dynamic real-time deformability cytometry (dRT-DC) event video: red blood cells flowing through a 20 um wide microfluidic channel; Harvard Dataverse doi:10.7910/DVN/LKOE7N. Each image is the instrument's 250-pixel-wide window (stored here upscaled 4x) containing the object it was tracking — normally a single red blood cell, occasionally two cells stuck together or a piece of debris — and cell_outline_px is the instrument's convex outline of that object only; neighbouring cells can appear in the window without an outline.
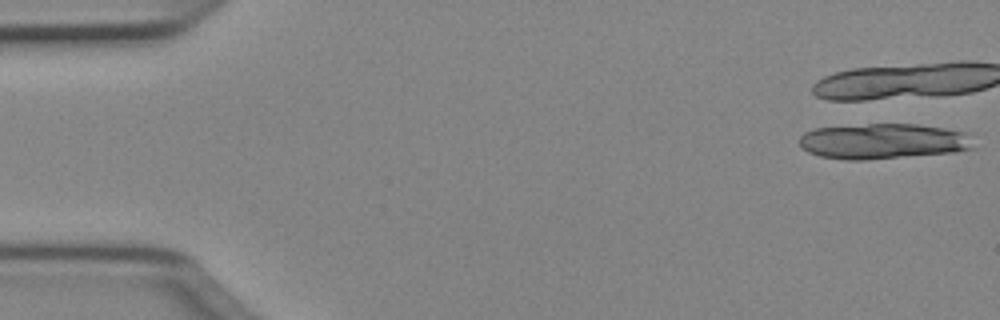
{"species": "Egyptian fruit bat (a non-hibernating species)", "species_latin": "Rousettus aegyptiacus", "temperature_condition": "cold", "stored_images_in_passage": 15, "camera_frame_rate_fps": 3000, "um_per_image_px": 0.085, "animal": {"sex": "female"}, "frame": {"image": 1, "passage_image": 1, "time_ms": 0.0, "image_size_px": [1000, 320], "cell_outline_px": [[976, 148], [956, 152], [868, 160], [844, 160], [820, 156], [808, 152], [800, 148], [800, 136], [804, 132], [816, 128], [868, 124], [916, 124], [944, 128], [964, 132]], "centroid_in_image_um": [75.04, 12.02], "position_along_channel_um": 10.0, "area_um2": 36.13}}